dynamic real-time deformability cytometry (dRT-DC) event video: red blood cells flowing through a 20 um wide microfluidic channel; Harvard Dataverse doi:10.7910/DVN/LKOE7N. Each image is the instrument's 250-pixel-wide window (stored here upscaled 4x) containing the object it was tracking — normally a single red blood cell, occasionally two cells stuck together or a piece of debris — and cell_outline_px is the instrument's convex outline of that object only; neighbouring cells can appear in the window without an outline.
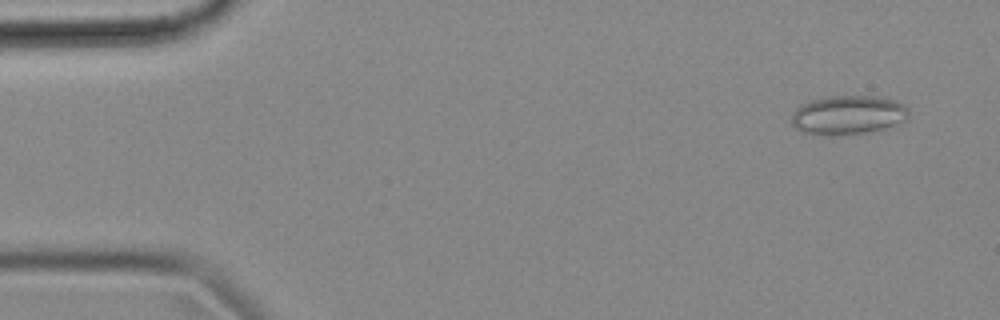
{"species": "common noctule bat (a hibernating species)", "species_latin": "Nyctalus noctula", "temperature_condition": "cold", "stored_images_in_passage": 55, "camera_frame_rate_fps": 3000, "um_per_image_px": 0.085, "animal": {"sex": "female", "body_mass_g": 18.4}, "frame": {"image": 1, "passage_image": 4, "time_ms": 1.0, "image_size_px": [1000, 320], "cell_outline_px": [[908, 120], [884, 128], [864, 132], [832, 136], [808, 132], [796, 128], [792, 124], [792, 112], [796, 108], [812, 100], [832, 96], [880, 96], [896, 100], [904, 104], [908, 108]], "centroid_in_image_um": [72.13, 9.76], "position_along_channel_um": 12.9, "area_um2": 26.47}}
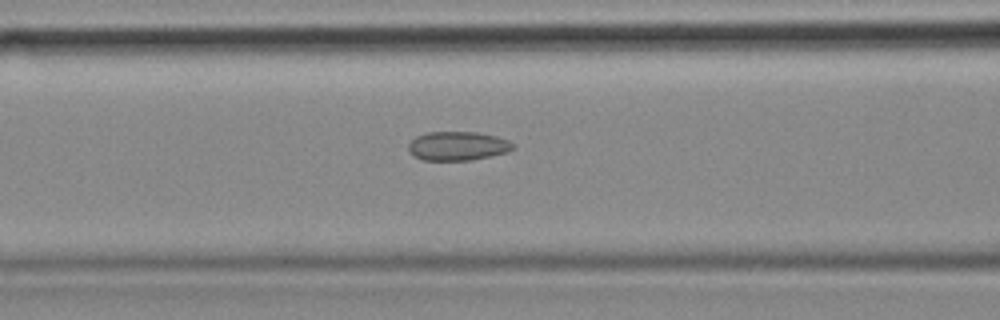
{"frame": {"image": 2, "passage_image": 22, "time_ms": 7.0, "image_size_px": [1000, 320], "cell_outline_px": [[516, 148], [508, 152], [492, 156], [468, 160], [424, 160], [408, 152], [408, 144], [416, 136], [428, 132], [476, 132], [496, 136], [508, 140], [516, 144]], "centroid_in_image_um": [38.94, 12.4], "position_along_channel_um": 127.7, "area_um2": 17.74}}
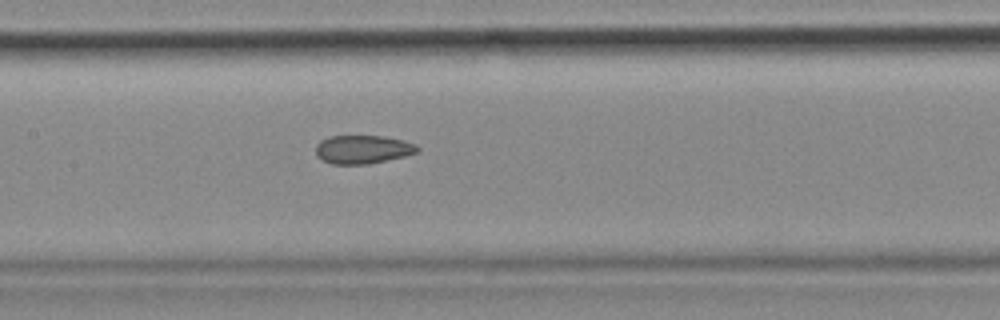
{"frame": {"image": 3, "passage_image": 26, "time_ms": 8.333, "image_size_px": [1000, 320], "cell_outline_px": [[420, 148], [416, 152], [404, 156], [368, 164], [332, 164], [316, 156], [316, 144], [320, 140], [328, 136], [384, 136], [404, 140], [416, 144]], "centroid_in_image_um": [30.82, 12.69], "position_along_channel_um": 176.6, "area_um2": 16.88}, "authors_computed_cell_mechanics": {"area_um2": 18.0336, "velocity_mm_per_s": 3.6762, "shape_relaxation_time_tau1_ms": null, "shape_relaxation_time_tau2_ms": 3.5416, "deformation_change_tau1": null, "deformation_change_tau2": 0.0884}}